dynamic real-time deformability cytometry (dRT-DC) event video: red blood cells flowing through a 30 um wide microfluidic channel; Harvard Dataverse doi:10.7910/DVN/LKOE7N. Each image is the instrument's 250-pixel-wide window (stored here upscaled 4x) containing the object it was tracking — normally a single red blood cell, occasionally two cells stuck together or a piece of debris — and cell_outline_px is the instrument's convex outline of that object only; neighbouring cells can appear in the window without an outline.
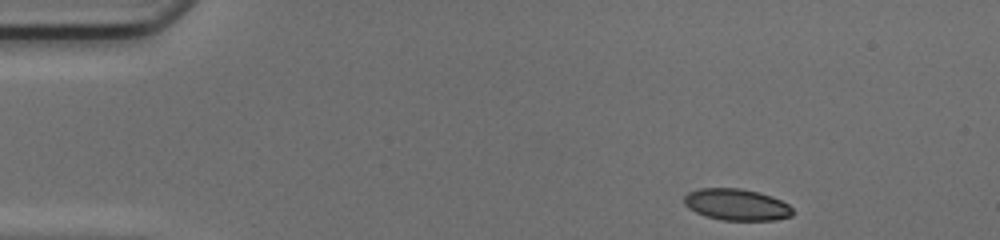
{"species": "common noctule bat (a hibernating species)", "species_latin": "Nyctalus noctula", "temperature_condition": "cold", "stored_images_in_passage": 10, "camera_frame_rate_fps": 3000, "um_per_image_px": 0.085, "animal": {"sex": "female", "body_mass_g": 17.0, "forearm_length_mm": 48.0}, "frame": {"image": 1, "passage_image": 1, "time_ms": 0.0, "image_size_px": [1000, 240], "cell_outline_px": [[792, 216], [776, 220], [724, 220], [704, 216], [688, 208], [684, 204], [684, 196], [688, 192], [700, 188], [740, 188], [760, 192], [772, 196], [788, 204], [792, 208]], "centroid_in_image_um": [62.6, 17.39], "position_along_channel_um": 22.4, "area_um2": 20.06}}
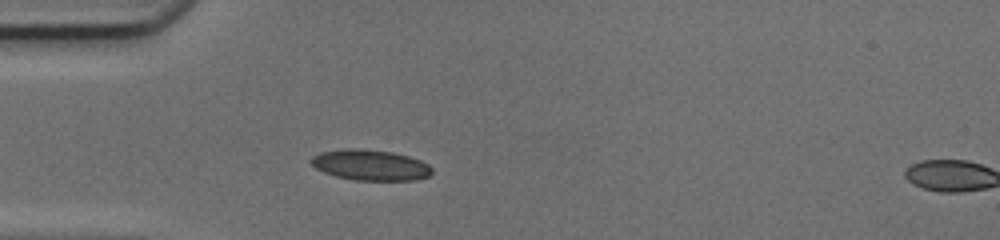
{"frame": {"image": 2, "passage_image": 9, "time_ms": 2.667, "image_size_px": [1000, 240], "cell_outline_px": [[432, 172], [428, 176], [416, 180], [352, 180], [336, 176], [324, 172], [316, 168], [308, 160], [312, 156], [320, 152], [344, 148], [360, 148], [392, 152], [408, 156], [420, 160], [428, 164], [432, 168]], "centroid_in_image_um": [31.46, 14.02], "position_along_channel_um": 53.5, "area_um2": 21.73}}